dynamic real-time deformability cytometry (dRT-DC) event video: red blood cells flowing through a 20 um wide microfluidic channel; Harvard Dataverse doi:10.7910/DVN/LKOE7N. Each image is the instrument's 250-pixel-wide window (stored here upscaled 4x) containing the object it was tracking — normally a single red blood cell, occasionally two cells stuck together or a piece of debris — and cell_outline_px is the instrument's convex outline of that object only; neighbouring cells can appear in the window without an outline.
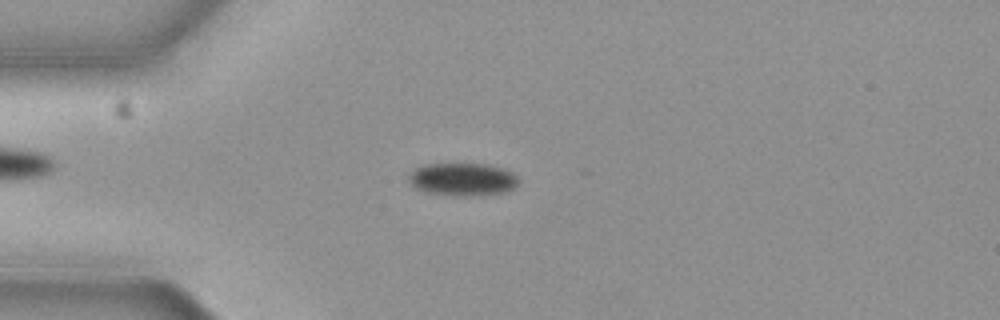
{"species": "common noctule bat (a hibernating species)", "species_latin": "Nyctalus noctula", "temperature_condition": "cold", "stored_images_in_passage": 56, "camera_frame_rate_fps": 3000, "um_per_image_px": 0.085, "animal": {"sex": "female", "body_mass_g": 19.3, "forearm_length_mm": 54.1}, "frame": {"image": 1, "passage_image": 14, "time_ms": 4.333, "image_size_px": [1000, 320], "cell_outline_px": [[520, 180], [512, 188], [504, 192], [464, 196], [460, 196], [424, 192], [416, 188], [408, 180], [408, 176], [416, 168], [428, 164], [488, 164], [504, 168], [512, 172]], "centroid_in_image_um": [39.32, 15.23], "position_along_channel_um": 45.7, "area_um2": 20.81}}
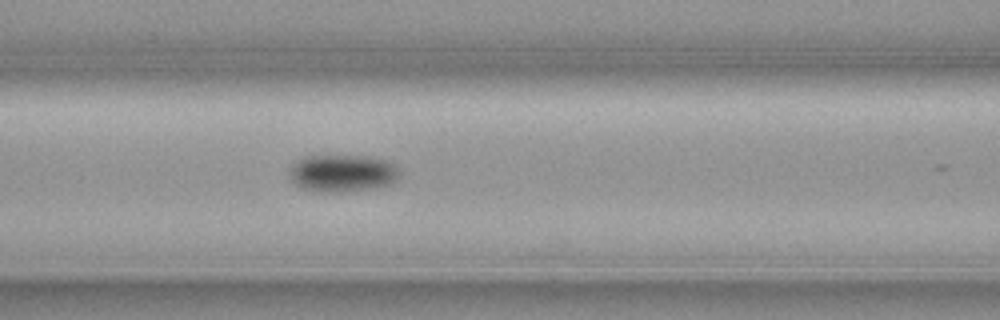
{"frame": {"image": 2, "passage_image": 23, "time_ms": 7.333, "image_size_px": [1000, 320], "cell_outline_px": [[400, 172], [396, 180], [392, 184], [372, 188], [336, 192], [320, 192], [304, 188], [296, 184], [292, 180], [288, 172], [292, 164], [296, 160], [304, 156], [368, 156], [388, 160], [396, 164]], "centroid_in_image_um": [29.13, 14.7], "position_along_channel_um": 137.5, "area_um2": 24.04}}
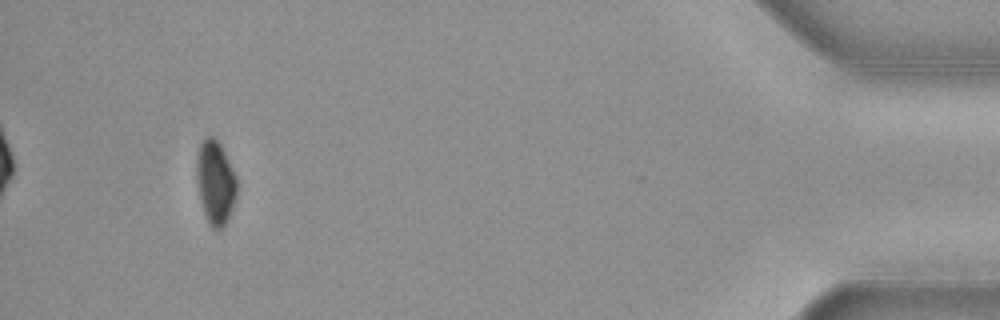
{"frame": {"image": 3, "passage_image": 52, "time_ms": 17.0, "image_size_px": [1000, 320], "cell_outline_px": [[236, 196], [228, 220], [224, 228], [216, 232], [208, 224], [204, 212], [196, 180], [196, 160], [200, 144], [204, 136], [212, 136], [220, 144], [236, 176]], "centroid_in_image_um": [18.3, 15.54], "position_along_channel_um": 416.9, "area_um2": 19.71}, "authors_computed_cell_mechanics": {"area_um2": 21.1837, "velocity_mm_per_s": 3.6754, "shape_relaxation_time_tau1_ms": 4.024, "shape_relaxation_time_tau2_ms": null, "deformation_change_tau1": 0.0871, "deformation_change_tau2": null}}